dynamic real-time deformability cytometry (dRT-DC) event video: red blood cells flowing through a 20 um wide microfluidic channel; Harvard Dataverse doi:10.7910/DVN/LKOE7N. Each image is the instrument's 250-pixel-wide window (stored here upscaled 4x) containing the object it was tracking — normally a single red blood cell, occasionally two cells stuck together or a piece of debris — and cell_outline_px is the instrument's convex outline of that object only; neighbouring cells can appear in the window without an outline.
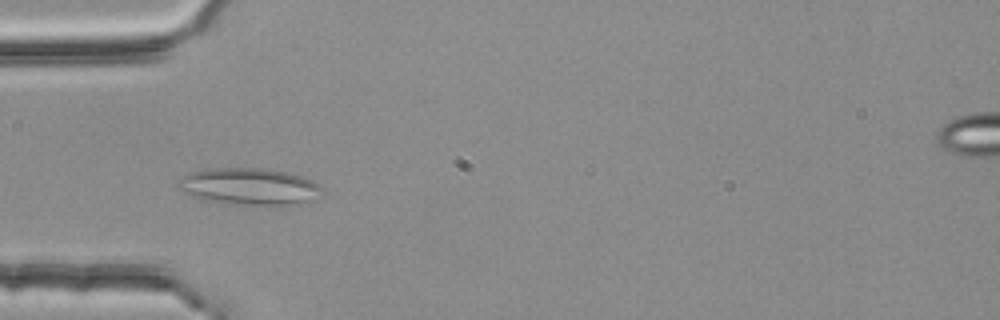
{"species": "common noctule bat (a hibernating species)", "species_latin": "Nyctalus noctula", "temperature_condition": "room temperature", "stored_images_in_passage": 4, "camera_frame_rate_fps": 3000, "um_per_image_px": 0.085, "animal": {"sex": "female", "body_mass_g": 25.1}, "frame": {"image": 1, "passage_image": 3, "time_ms": 0.667, "image_size_px": [1000, 320], "cell_outline_px": [[320, 188], [308, 204], [280, 208], [236, 204], [200, 200], [176, 188], [176, 184], [184, 176], [192, 172], [208, 168], [264, 168], [284, 172], [300, 176], [312, 180], [320, 184]], "centroid_in_image_um": [21.19, 15.9], "position_along_channel_um": 63.8, "area_um2": 31.62}}